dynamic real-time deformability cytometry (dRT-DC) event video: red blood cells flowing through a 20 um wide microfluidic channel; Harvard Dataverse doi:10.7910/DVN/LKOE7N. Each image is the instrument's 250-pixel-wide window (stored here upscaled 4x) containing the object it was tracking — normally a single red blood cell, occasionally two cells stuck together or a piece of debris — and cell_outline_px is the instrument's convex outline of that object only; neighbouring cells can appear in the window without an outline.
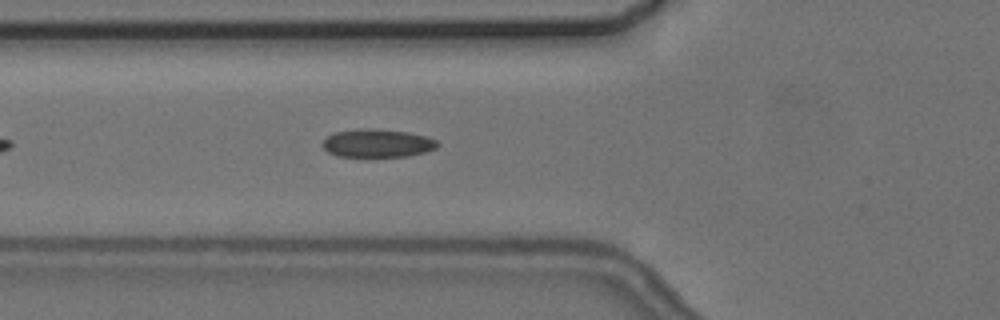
{"species": "common noctule bat (a hibernating species)", "species_latin": "Nyctalus noctula", "temperature_condition": "cold", "stored_images_in_passage": 5, "camera_frame_rate_fps": 3000, "um_per_image_px": 0.085, "animal": {"sex": "female", "body_mass_g": 24.6, "forearm_length_mm": 56.2}, "frame": {"image": 1, "passage_image": 5, "time_ms": 5.667, "image_size_px": [1000, 320], "cell_outline_px": [[440, 144], [436, 148], [424, 152], [408, 156], [336, 156], [328, 152], [324, 148], [324, 140], [328, 136], [336, 132], [360, 128], [376, 128], [408, 132], [424, 136], [436, 140]], "centroid_in_image_um": [32.09, 12.16], "position_along_channel_um": 93.7, "area_um2": 18.73}}